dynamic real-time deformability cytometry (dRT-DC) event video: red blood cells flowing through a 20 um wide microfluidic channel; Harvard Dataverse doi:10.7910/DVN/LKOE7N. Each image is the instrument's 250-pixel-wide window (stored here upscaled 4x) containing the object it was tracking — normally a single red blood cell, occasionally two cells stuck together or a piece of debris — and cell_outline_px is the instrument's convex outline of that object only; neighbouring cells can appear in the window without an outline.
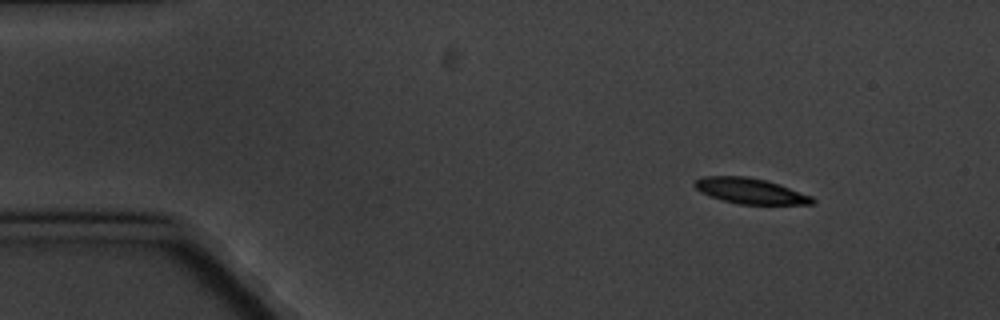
{"species": "common noctule bat (a hibernating species)", "species_latin": "Nyctalus noctula", "temperature_condition": "cold", "stored_images_in_passage": 5, "camera_frame_rate_fps": 3000, "um_per_image_px": 0.085, "animal": {"sex": "male", "body_mass_g": 20.1, "forearm_length_mm": 53.5}, "frame": {"image": 1, "passage_image": 1, "time_ms": 0.0, "image_size_px": [1000, 320], "cell_outline_px": [[816, 200], [812, 204], [740, 204], [708, 196], [700, 192], [692, 184], [696, 180], [704, 176], [748, 176], [780, 184], [812, 196]], "centroid_in_image_um": [63.77, 16.22], "position_along_channel_um": 21.2, "area_um2": 17.51}}
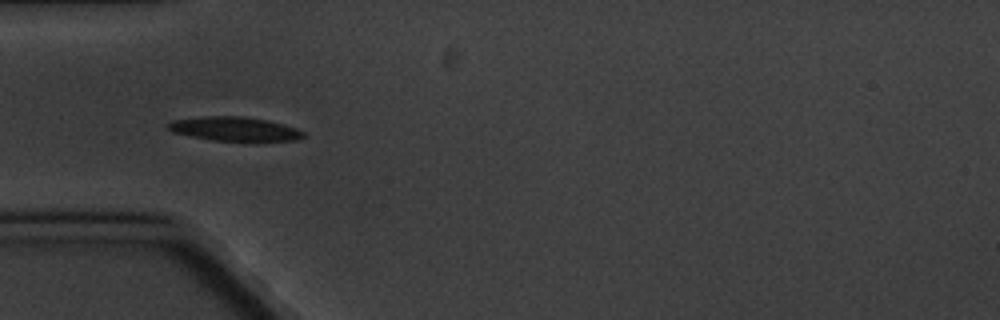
{"frame": {"image": 2, "passage_image": 4, "time_ms": 3.667, "image_size_px": [1000, 320], "cell_outline_px": [[304, 136], [296, 140], [252, 144], [212, 140], [172, 132], [164, 124], [172, 120], [208, 116], [244, 116], [268, 120], [296, 128], [304, 132]], "centroid_in_image_um": [19.99, 11.0], "position_along_channel_um": 65.0, "area_um2": 19.88}}